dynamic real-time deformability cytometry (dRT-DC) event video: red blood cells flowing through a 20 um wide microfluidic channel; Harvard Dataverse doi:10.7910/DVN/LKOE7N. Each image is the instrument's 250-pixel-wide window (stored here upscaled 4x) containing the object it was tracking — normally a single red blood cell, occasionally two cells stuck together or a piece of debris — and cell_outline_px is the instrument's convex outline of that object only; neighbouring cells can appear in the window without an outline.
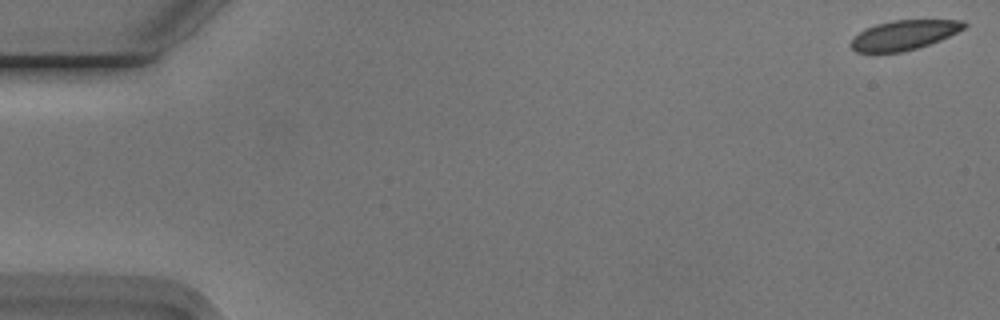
{"species": "Egyptian fruit bat (a non-hibernating species)", "species_latin": "Rousettus aegyptiacus", "temperature_condition": "cold", "stored_images_in_passage": 12, "camera_frame_rate_fps": 3000, "um_per_image_px": 0.085, "animal": {"sex": "male"}, "frame": {"image": 1, "passage_image": 1, "time_ms": 0.0, "image_size_px": [1000, 320], "cell_outline_px": [[968, 24], [964, 28], [940, 40], [916, 48], [900, 52], [856, 52], [848, 44], [864, 28], [876, 24], [892, 20], [964, 20]], "centroid_in_image_um": [76.82, 2.97], "position_along_channel_um": 8.2, "area_um2": 19.36}}